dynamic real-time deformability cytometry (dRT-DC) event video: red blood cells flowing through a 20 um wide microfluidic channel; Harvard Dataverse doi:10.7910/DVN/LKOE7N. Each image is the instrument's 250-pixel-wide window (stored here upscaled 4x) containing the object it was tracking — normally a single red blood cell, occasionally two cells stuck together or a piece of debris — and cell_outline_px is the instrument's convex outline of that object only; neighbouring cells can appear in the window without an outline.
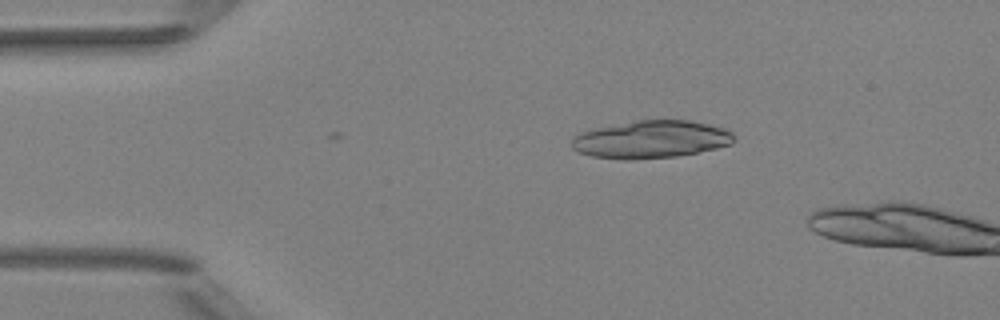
{"species": "Egyptian fruit bat (a non-hibernating species)", "species_latin": "Rousettus aegyptiacus", "temperature_condition": "room temperature", "stored_images_in_passage": 3, "camera_frame_rate_fps": 3000, "um_per_image_px": 0.085, "animal": {"sex": "female"}, "frame": {"image": 1, "passage_image": 2, "time_ms": 0.333, "image_size_px": [1000, 320], "cell_outline_px": [[732, 144], [716, 148], [676, 156], [628, 160], [620, 160], [592, 156], [580, 152], [572, 148], [572, 136], [580, 132], [596, 128], [636, 120], [692, 120], [724, 128], [732, 132]], "centroid_in_image_um": [55.3, 11.85], "position_along_channel_um": 29.7, "area_um2": 35.49}}